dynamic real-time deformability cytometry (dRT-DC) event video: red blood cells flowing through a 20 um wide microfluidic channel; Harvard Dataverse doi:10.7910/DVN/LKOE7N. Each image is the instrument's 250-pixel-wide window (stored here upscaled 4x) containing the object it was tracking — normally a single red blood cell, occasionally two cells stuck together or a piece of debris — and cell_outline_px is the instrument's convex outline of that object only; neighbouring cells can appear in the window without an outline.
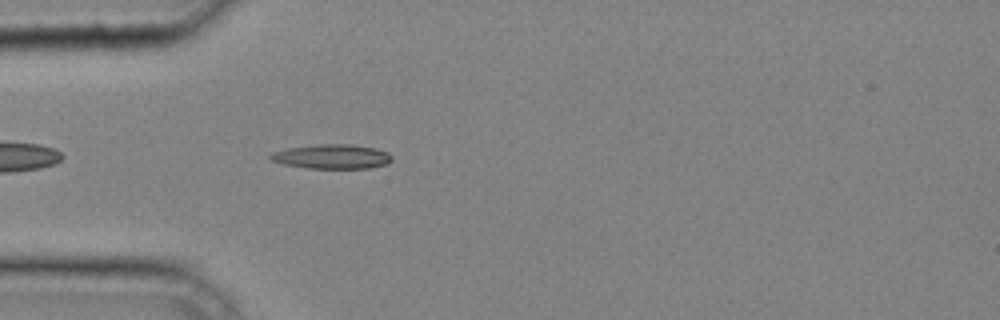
{"species": "common noctule bat (a hibernating species)", "species_latin": "Nyctalus noctula", "temperature_condition": "cold", "stored_images_in_passage": 32, "camera_frame_rate_fps": 3000, "um_per_image_px": 0.085, "animal": {"sex": "male", "body_mass_g": 20.4}, "frame": {"image": 1, "passage_image": 3, "time_ms": 0.667, "image_size_px": [1000, 320], "cell_outline_px": [[392, 160], [388, 164], [368, 168], [308, 168], [284, 164], [272, 160], [268, 156], [272, 152], [288, 148], [320, 144], [352, 144], [376, 148], [388, 152], [392, 156]], "centroid_in_image_um": [28.26, 13.3], "position_along_channel_um": 56.7, "area_um2": 17.28}}
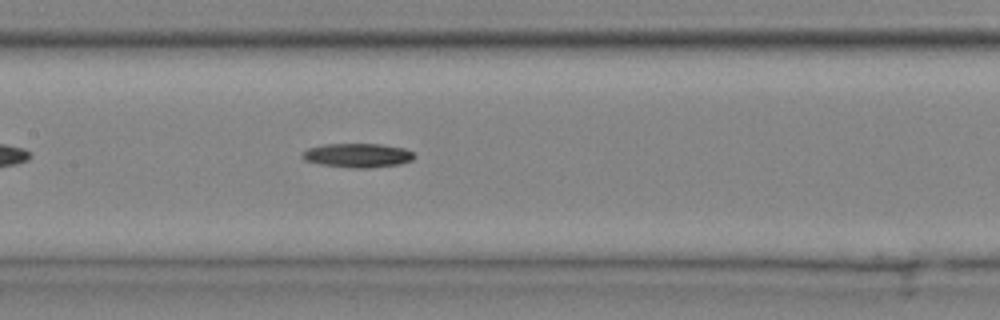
{"frame": {"image": 2, "passage_image": 11, "time_ms": 3.333, "image_size_px": [1000, 320], "cell_outline_px": [[416, 156], [412, 160], [400, 164], [368, 168], [348, 168], [320, 164], [304, 160], [300, 156], [300, 152], [308, 148], [324, 144], [380, 144], [404, 148], [412, 152]], "centroid_in_image_um": [30.36, 13.21], "position_along_channel_um": 177.0, "area_um2": 15.9}}
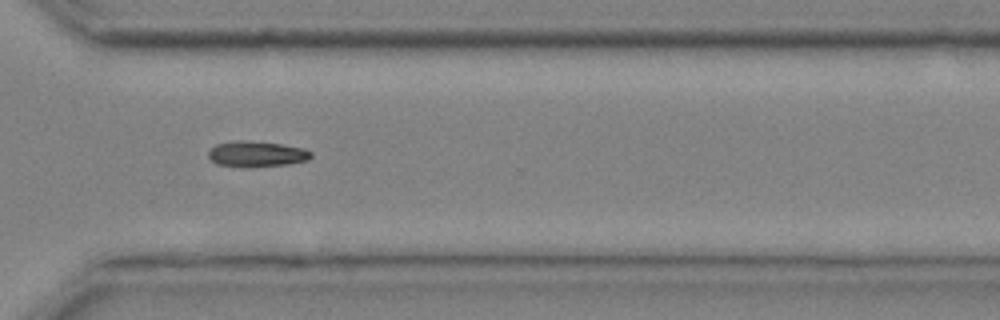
{"frame": {"image": 3, "passage_image": 22, "time_ms": 7.0, "image_size_px": [1000, 320], "cell_outline_px": [[312, 156], [308, 160], [288, 164], [248, 168], [216, 164], [208, 156], [208, 152], [216, 144], [236, 140], [244, 140], [280, 144], [304, 148], [312, 152]], "centroid_in_image_um": [21.81, 13.1], "position_along_channel_um": 348.8, "area_um2": 15.49}}